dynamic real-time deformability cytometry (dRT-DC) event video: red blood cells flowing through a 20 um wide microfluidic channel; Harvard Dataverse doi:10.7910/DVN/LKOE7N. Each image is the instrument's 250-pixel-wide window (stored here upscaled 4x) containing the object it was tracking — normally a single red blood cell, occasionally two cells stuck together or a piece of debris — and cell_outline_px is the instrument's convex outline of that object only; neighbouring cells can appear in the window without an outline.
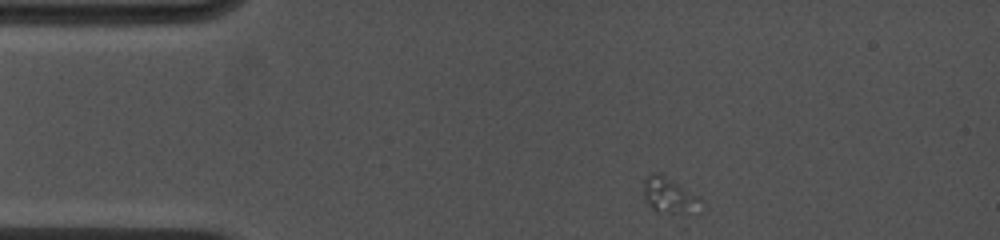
{"species": "common noctule bat (a hibernating species)", "species_latin": "Nyctalus noctula", "temperature_condition": "cold", "stored_images_in_passage": 30, "camera_frame_rate_fps": 4500, "um_per_image_px": 0.085, "animal": {"sex": "female", "body_mass_g": 19.0, "forearm_length_mm": 53.3}, "frame": {"image": 1, "passage_image": 1, "time_ms": 0.0, "image_size_px": [1000, 240], "cell_outline_px": [[704, 200], [700, 212], [696, 216], [688, 220], [656, 212], [648, 204], [644, 196], [644, 180], [652, 172], [660, 172], [700, 196]], "centroid_in_image_um": [57.05, 16.76], "position_along_channel_um": 27.9, "area_um2": 13.47}}
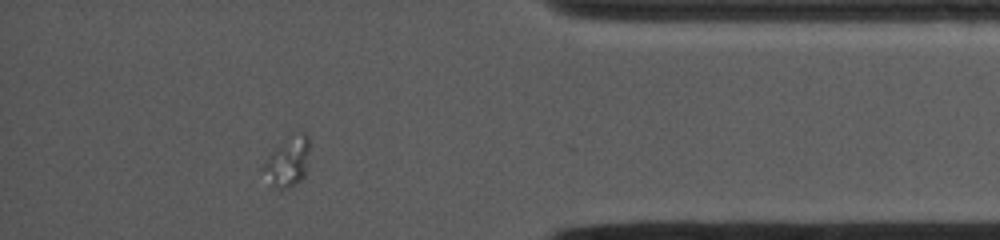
{"frame": {"image": 2, "passage_image": 26, "time_ms": 11.556, "image_size_px": [1000, 240], "cell_outline_px": [[308, 152], [304, 176], [296, 184], [288, 188], [280, 188], [272, 184], [264, 168], [264, 164], [276, 148], [300, 132], [304, 132], [308, 136]], "centroid_in_image_um": [24.51, 13.76], "position_along_channel_um": 410.7, "area_um2": 12.2}}